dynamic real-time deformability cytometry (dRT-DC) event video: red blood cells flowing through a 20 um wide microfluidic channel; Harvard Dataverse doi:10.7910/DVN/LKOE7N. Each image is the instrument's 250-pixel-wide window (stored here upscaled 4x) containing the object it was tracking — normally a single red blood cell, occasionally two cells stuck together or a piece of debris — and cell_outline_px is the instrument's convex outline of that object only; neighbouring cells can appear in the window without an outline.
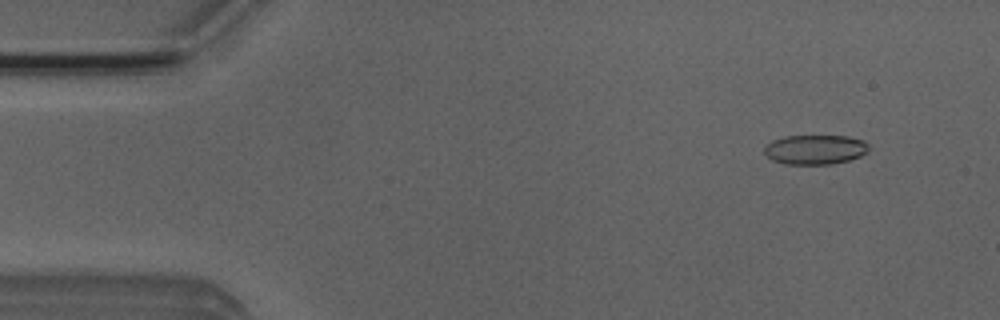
{"species": "Egyptian fruit bat (a non-hibernating species)", "species_latin": "Rousettus aegyptiacus", "temperature_condition": "room temperature", "stored_images_in_passage": 4, "camera_frame_rate_fps": 3000, "um_per_image_px": 0.085, "animal": {"sex": "male"}, "frame": {"image": 1, "passage_image": 2, "time_ms": 0.333, "image_size_px": [1000, 320], "cell_outline_px": [[868, 152], [860, 156], [848, 160], [828, 164], [784, 164], [772, 160], [764, 152], [764, 148], [772, 140], [784, 136], [848, 136], [864, 140], [868, 144]], "centroid_in_image_um": [69.29, 12.7], "position_along_channel_um": 15.7, "area_um2": 17.98}}
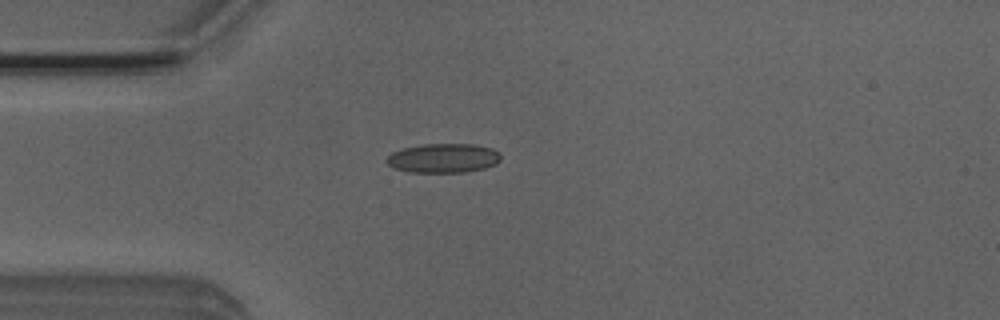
{"frame": {"image": 2, "passage_image": 4, "time_ms": 1.0, "image_size_px": [1000, 320], "cell_outline_px": [[500, 160], [496, 164], [484, 168], [464, 172], [408, 172], [396, 168], [388, 164], [384, 160], [392, 152], [404, 148], [424, 144], [476, 144], [492, 148], [500, 152]], "centroid_in_image_um": [37.7, 13.43], "position_along_channel_um": 47.3, "area_um2": 19.48}}